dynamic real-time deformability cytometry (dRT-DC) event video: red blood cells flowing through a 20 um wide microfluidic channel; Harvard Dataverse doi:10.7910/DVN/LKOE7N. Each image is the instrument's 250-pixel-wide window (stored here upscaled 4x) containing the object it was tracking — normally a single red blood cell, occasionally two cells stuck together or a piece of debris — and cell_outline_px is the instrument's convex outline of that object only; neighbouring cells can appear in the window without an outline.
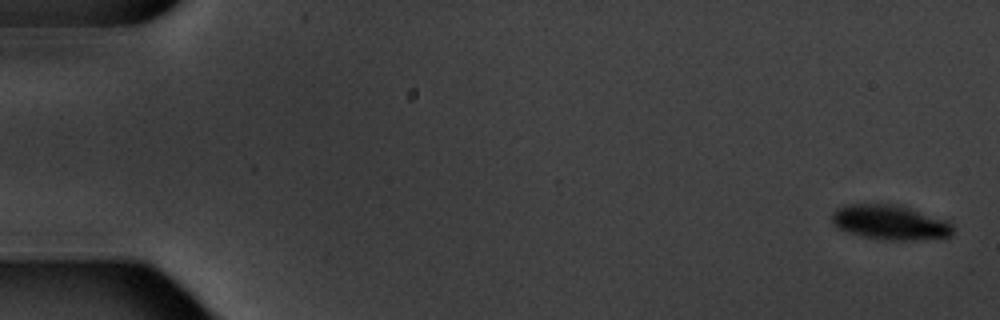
{"species": "common noctule bat (a hibernating species)", "species_latin": "Nyctalus noctula", "temperature_condition": "warm", "stored_images_in_passage": 5, "camera_frame_rate_fps": 3000, "um_per_image_px": 0.085, "animal": {"sex": "male", "body_mass_g": 20.1, "forearm_length_mm": 53.5}, "frame": {"image": 1, "passage_image": 1, "time_ms": 0.0, "image_size_px": [1000, 320], "cell_outline_px": [[952, 236], [912, 240], [884, 240], [864, 236], [848, 232], [836, 228], [832, 220], [832, 212], [836, 208], [848, 204], [896, 204], [948, 220], [952, 224]], "centroid_in_image_um": [75.64, 18.9], "position_along_channel_um": 9.4, "area_um2": 24.45}}
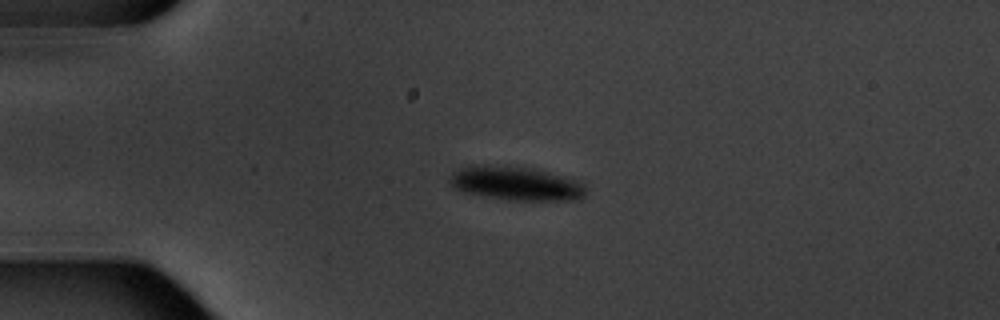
{"frame": {"image": 2, "passage_image": 4, "time_ms": 4.333, "image_size_px": [1000, 320], "cell_outline_px": [[584, 196], [576, 200], [504, 200], [464, 192], [452, 188], [448, 180], [452, 172], [468, 164], [484, 164], [532, 168], [564, 176], [576, 180], [584, 184]], "centroid_in_image_um": [43.77, 15.58], "position_along_channel_um": 41.2, "area_um2": 27.17}}